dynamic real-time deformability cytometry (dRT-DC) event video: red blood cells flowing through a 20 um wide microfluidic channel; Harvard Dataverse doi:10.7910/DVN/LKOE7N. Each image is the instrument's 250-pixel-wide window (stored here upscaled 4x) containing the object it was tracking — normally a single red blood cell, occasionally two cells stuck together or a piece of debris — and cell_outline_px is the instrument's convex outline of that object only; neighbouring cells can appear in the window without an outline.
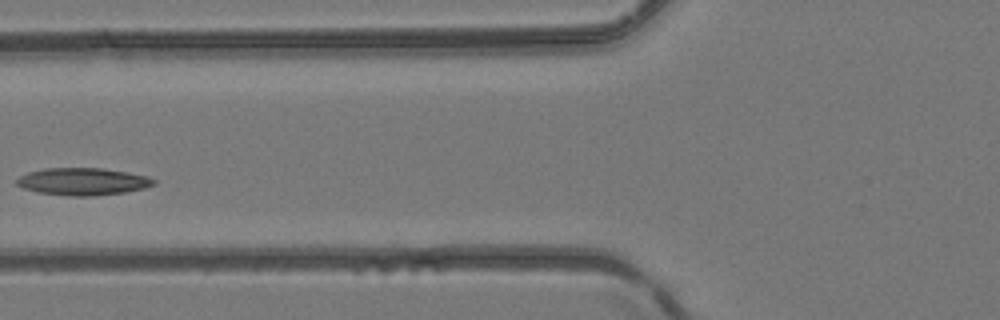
{"species": "common noctule bat (a hibernating species)", "species_latin": "Nyctalus noctula", "temperature_condition": "room temperature", "stored_images_in_passage": 4, "camera_frame_rate_fps": 3000, "um_per_image_px": 0.085, "animal": {"sex": "female", "body_mass_g": 24.6, "forearm_length_mm": 56.2}, "frame": {"image": 1, "passage_image": 4, "time_ms": 1.0, "image_size_px": [1000, 320], "cell_outline_px": [[156, 184], [144, 188], [124, 192], [92, 196], [68, 196], [36, 192], [24, 188], [16, 184], [16, 180], [20, 176], [28, 172], [44, 168], [100, 168], [128, 172], [148, 176], [156, 180]], "centroid_in_image_um": [7.04, 15.43], "position_along_channel_um": 118.8, "area_um2": 21.85}}